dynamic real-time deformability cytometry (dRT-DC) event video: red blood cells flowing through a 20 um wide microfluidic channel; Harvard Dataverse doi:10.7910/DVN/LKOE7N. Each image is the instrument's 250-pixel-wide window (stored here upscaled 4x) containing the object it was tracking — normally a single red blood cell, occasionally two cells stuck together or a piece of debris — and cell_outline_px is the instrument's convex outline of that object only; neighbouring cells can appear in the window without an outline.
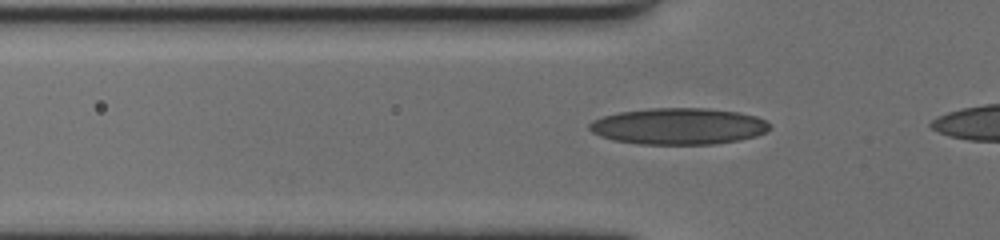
{"species": "human", "species_latin": "Homo sapiens", "temperature_condition": "cold", "stored_images_in_passage": 32, "camera_frame_rate_fps": 3000, "um_per_image_px": 0.085, "donor": {"sex": "female"}, "frame": {"image": 1, "passage_image": 14, "time_ms": 4.333, "image_size_px": [1000, 240], "cell_outline_px": [[772, 124], [764, 132], [756, 136], [740, 140], [716, 144], [640, 144], [612, 140], [600, 136], [592, 132], [588, 128], [588, 124], [592, 120], [616, 112], [652, 108], [708, 108], [740, 112], [756, 116]], "centroid_in_image_um": [57.66, 10.73], "position_along_channel_um": 68.1, "area_um2": 38.55}}
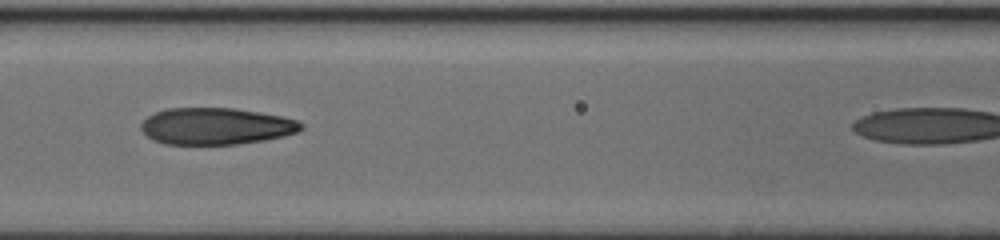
{"frame": {"image": 2, "passage_image": 21, "time_ms": 6.667, "image_size_px": [1000, 240], "cell_outline_px": [[304, 128], [296, 132], [284, 136], [264, 140], [236, 144], [164, 144], [152, 140], [140, 128], [140, 124], [148, 116], [156, 112], [168, 108], [236, 108], [260, 112], [300, 120], [304, 124]], "centroid_in_image_um": [18.38, 10.72], "position_along_channel_um": 148.2, "area_um2": 34.39}}
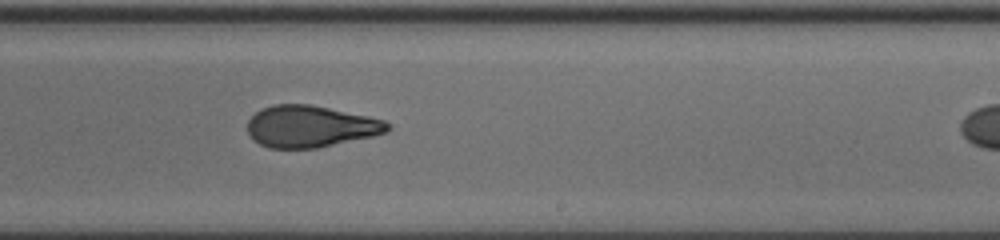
{"frame": {"image": 3, "passage_image": 31, "time_ms": 10.0, "image_size_px": [1000, 240], "cell_outline_px": [[392, 128], [388, 132], [372, 136], [316, 148], [268, 148], [252, 140], [248, 132], [248, 120], [260, 108], [272, 104], [312, 104], [368, 116], [384, 120], [392, 124]], "centroid_in_image_um": [26.39, 10.74], "position_along_channel_um": 262.6, "area_um2": 34.28}}